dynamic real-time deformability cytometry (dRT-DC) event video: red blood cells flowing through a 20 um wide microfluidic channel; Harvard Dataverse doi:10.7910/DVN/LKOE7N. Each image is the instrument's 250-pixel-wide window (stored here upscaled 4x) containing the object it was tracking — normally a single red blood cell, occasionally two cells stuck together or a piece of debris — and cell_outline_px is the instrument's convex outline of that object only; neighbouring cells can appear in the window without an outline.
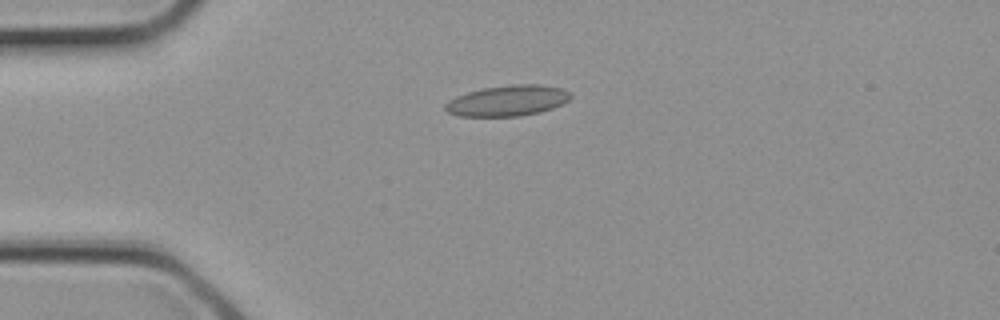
{"species": "common noctule bat (a hibernating species)", "species_latin": "Nyctalus noctula", "temperature_condition": "cold", "stored_images_in_passage": 2, "camera_frame_rate_fps": 3000, "um_per_image_px": 0.085, "animal": {"sex": "female", "body_mass_g": 21.9}, "frame": {"image": 1, "passage_image": 2, "time_ms": 0.333, "image_size_px": [1000, 320], "cell_outline_px": [[572, 96], [568, 100], [552, 108], [540, 112], [520, 116], [460, 116], [448, 112], [444, 108], [444, 104], [448, 100], [456, 96], [468, 92], [484, 88], [512, 84], [540, 84], [560, 88], [572, 92]], "centroid_in_image_um": [43.14, 8.55], "position_along_channel_um": 41.9, "area_um2": 22.43}}